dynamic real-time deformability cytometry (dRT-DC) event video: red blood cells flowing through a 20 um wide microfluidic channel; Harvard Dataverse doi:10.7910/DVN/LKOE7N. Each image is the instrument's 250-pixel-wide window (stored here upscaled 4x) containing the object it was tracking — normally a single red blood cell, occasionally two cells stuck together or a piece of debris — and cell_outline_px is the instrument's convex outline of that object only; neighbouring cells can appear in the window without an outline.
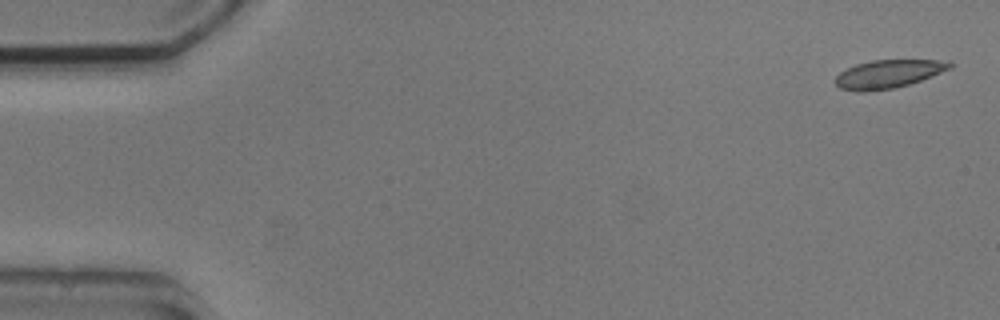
{"species": "common noctule bat (a hibernating species)", "species_latin": "Nyctalus noctula", "temperature_condition": "cold", "stored_images_in_passage": 6, "camera_frame_rate_fps": 3000, "um_per_image_px": 0.085, "animal": {"sex": "male", "body_mass_g": 20.5, "forearm_length_mm": 52.5}, "frame": {"image": 1, "passage_image": 1, "time_ms": 0.0, "image_size_px": [1000, 320], "cell_outline_px": [[952, 68], [920, 80], [908, 84], [892, 88], [860, 92], [840, 88], [836, 84], [836, 76], [840, 72], [856, 64], [872, 60], [936, 60], [952, 64]], "centroid_in_image_um": [75.47, 6.28], "position_along_channel_um": 9.5, "area_um2": 18.38}}